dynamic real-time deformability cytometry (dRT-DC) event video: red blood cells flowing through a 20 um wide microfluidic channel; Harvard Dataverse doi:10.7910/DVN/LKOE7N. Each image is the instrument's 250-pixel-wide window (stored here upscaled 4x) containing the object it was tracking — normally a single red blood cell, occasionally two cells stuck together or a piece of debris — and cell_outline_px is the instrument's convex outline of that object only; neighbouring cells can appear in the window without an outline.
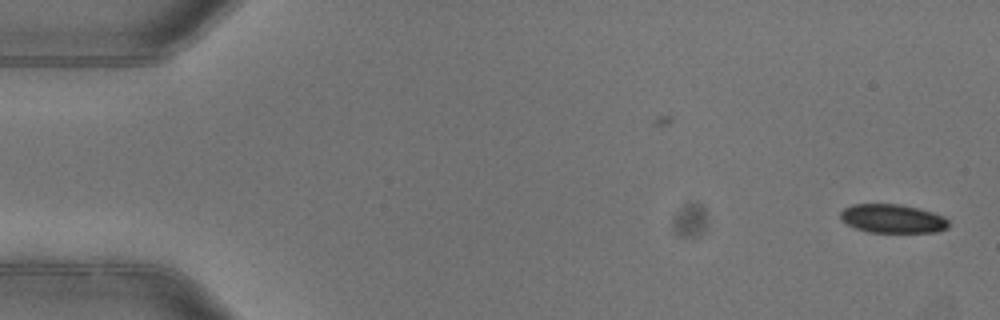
{"species": "common noctule bat (a hibernating species)", "species_latin": "Nyctalus noctula", "temperature_condition": "warm", "stored_images_in_passage": 2, "camera_frame_rate_fps": 3000, "um_per_image_px": 0.085, "animal": {"sex": "female"}, "frame": {"image": 1, "passage_image": 2, "time_ms": 0.333, "image_size_px": [1000, 320], "cell_outline_px": [[948, 228], [936, 232], [868, 232], [856, 228], [840, 220], [840, 212], [844, 208], [852, 204], [900, 204], [932, 212], [944, 216], [948, 220]], "centroid_in_image_um": [75.85, 18.58], "position_along_channel_um": 9.1, "area_um2": 18.09}}